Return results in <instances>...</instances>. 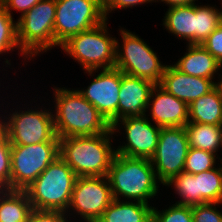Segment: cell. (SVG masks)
Here are the masks:
<instances>
[{
    "label": "cell",
    "mask_w": 222,
    "mask_h": 222,
    "mask_svg": "<svg viewBox=\"0 0 222 222\" xmlns=\"http://www.w3.org/2000/svg\"><path fill=\"white\" fill-rule=\"evenodd\" d=\"M55 89L54 127L58 138L93 136L108 132L112 126L78 90Z\"/></svg>",
    "instance_id": "1"
},
{
    "label": "cell",
    "mask_w": 222,
    "mask_h": 222,
    "mask_svg": "<svg viewBox=\"0 0 222 222\" xmlns=\"http://www.w3.org/2000/svg\"><path fill=\"white\" fill-rule=\"evenodd\" d=\"M112 128L93 136L59 138V156L77 177L107 176L116 150L111 147ZM111 140V141H110Z\"/></svg>",
    "instance_id": "2"
},
{
    "label": "cell",
    "mask_w": 222,
    "mask_h": 222,
    "mask_svg": "<svg viewBox=\"0 0 222 222\" xmlns=\"http://www.w3.org/2000/svg\"><path fill=\"white\" fill-rule=\"evenodd\" d=\"M107 178L110 183L113 198L120 196L127 200L148 204V199L154 198L158 192V180L151 160L133 158L116 154L111 162ZM120 195V196H119Z\"/></svg>",
    "instance_id": "3"
},
{
    "label": "cell",
    "mask_w": 222,
    "mask_h": 222,
    "mask_svg": "<svg viewBox=\"0 0 222 222\" xmlns=\"http://www.w3.org/2000/svg\"><path fill=\"white\" fill-rule=\"evenodd\" d=\"M76 178L59 156L25 189L32 209L67 213Z\"/></svg>",
    "instance_id": "4"
},
{
    "label": "cell",
    "mask_w": 222,
    "mask_h": 222,
    "mask_svg": "<svg viewBox=\"0 0 222 222\" xmlns=\"http://www.w3.org/2000/svg\"><path fill=\"white\" fill-rule=\"evenodd\" d=\"M106 22L107 20L70 37L60 46L70 57L77 60L89 75L100 68L115 67L116 38L109 36Z\"/></svg>",
    "instance_id": "5"
},
{
    "label": "cell",
    "mask_w": 222,
    "mask_h": 222,
    "mask_svg": "<svg viewBox=\"0 0 222 222\" xmlns=\"http://www.w3.org/2000/svg\"><path fill=\"white\" fill-rule=\"evenodd\" d=\"M56 0H41L16 22L21 55L31 59L55 46ZM29 56V57H28Z\"/></svg>",
    "instance_id": "6"
},
{
    "label": "cell",
    "mask_w": 222,
    "mask_h": 222,
    "mask_svg": "<svg viewBox=\"0 0 222 222\" xmlns=\"http://www.w3.org/2000/svg\"><path fill=\"white\" fill-rule=\"evenodd\" d=\"M122 48L116 40L115 68L123 73L160 84L165 65L147 43L129 30H120Z\"/></svg>",
    "instance_id": "7"
},
{
    "label": "cell",
    "mask_w": 222,
    "mask_h": 222,
    "mask_svg": "<svg viewBox=\"0 0 222 222\" xmlns=\"http://www.w3.org/2000/svg\"><path fill=\"white\" fill-rule=\"evenodd\" d=\"M106 21L102 0H56L55 46Z\"/></svg>",
    "instance_id": "8"
},
{
    "label": "cell",
    "mask_w": 222,
    "mask_h": 222,
    "mask_svg": "<svg viewBox=\"0 0 222 222\" xmlns=\"http://www.w3.org/2000/svg\"><path fill=\"white\" fill-rule=\"evenodd\" d=\"M59 157V142L11 145V190H25Z\"/></svg>",
    "instance_id": "9"
},
{
    "label": "cell",
    "mask_w": 222,
    "mask_h": 222,
    "mask_svg": "<svg viewBox=\"0 0 222 222\" xmlns=\"http://www.w3.org/2000/svg\"><path fill=\"white\" fill-rule=\"evenodd\" d=\"M50 110L14 112L0 120V126L11 145H33L42 142H59ZM24 112V113H23ZM6 121V122H5Z\"/></svg>",
    "instance_id": "10"
},
{
    "label": "cell",
    "mask_w": 222,
    "mask_h": 222,
    "mask_svg": "<svg viewBox=\"0 0 222 222\" xmlns=\"http://www.w3.org/2000/svg\"><path fill=\"white\" fill-rule=\"evenodd\" d=\"M189 141L184 127L161 128L158 145L150 159L159 182L165 185L184 171Z\"/></svg>",
    "instance_id": "11"
},
{
    "label": "cell",
    "mask_w": 222,
    "mask_h": 222,
    "mask_svg": "<svg viewBox=\"0 0 222 222\" xmlns=\"http://www.w3.org/2000/svg\"><path fill=\"white\" fill-rule=\"evenodd\" d=\"M113 200L107 176L77 177L68 209L86 222H96Z\"/></svg>",
    "instance_id": "12"
},
{
    "label": "cell",
    "mask_w": 222,
    "mask_h": 222,
    "mask_svg": "<svg viewBox=\"0 0 222 222\" xmlns=\"http://www.w3.org/2000/svg\"><path fill=\"white\" fill-rule=\"evenodd\" d=\"M148 119L145 114L144 116L122 118L112 125L113 132L118 133L116 130L119 124H123L127 139L125 145L116 149V154L149 160L153 157L158 145L161 127L153 126Z\"/></svg>",
    "instance_id": "13"
},
{
    "label": "cell",
    "mask_w": 222,
    "mask_h": 222,
    "mask_svg": "<svg viewBox=\"0 0 222 222\" xmlns=\"http://www.w3.org/2000/svg\"><path fill=\"white\" fill-rule=\"evenodd\" d=\"M101 70L87 89L78 91L112 126L118 121L121 71L115 67Z\"/></svg>",
    "instance_id": "14"
},
{
    "label": "cell",
    "mask_w": 222,
    "mask_h": 222,
    "mask_svg": "<svg viewBox=\"0 0 222 222\" xmlns=\"http://www.w3.org/2000/svg\"><path fill=\"white\" fill-rule=\"evenodd\" d=\"M150 104L152 121L161 128L184 127L189 122V105L171 95L159 84L151 91L148 107Z\"/></svg>",
    "instance_id": "15"
},
{
    "label": "cell",
    "mask_w": 222,
    "mask_h": 222,
    "mask_svg": "<svg viewBox=\"0 0 222 222\" xmlns=\"http://www.w3.org/2000/svg\"><path fill=\"white\" fill-rule=\"evenodd\" d=\"M156 84L127 75L121 71V85L118 103V120L127 117L144 116Z\"/></svg>",
    "instance_id": "16"
},
{
    "label": "cell",
    "mask_w": 222,
    "mask_h": 222,
    "mask_svg": "<svg viewBox=\"0 0 222 222\" xmlns=\"http://www.w3.org/2000/svg\"><path fill=\"white\" fill-rule=\"evenodd\" d=\"M171 95L190 105L194 100L210 92L216 82L212 79L190 76L173 65H166L159 84Z\"/></svg>",
    "instance_id": "17"
},
{
    "label": "cell",
    "mask_w": 222,
    "mask_h": 222,
    "mask_svg": "<svg viewBox=\"0 0 222 222\" xmlns=\"http://www.w3.org/2000/svg\"><path fill=\"white\" fill-rule=\"evenodd\" d=\"M188 51L173 66L190 76L213 79L222 65L201 44H188Z\"/></svg>",
    "instance_id": "18"
},
{
    "label": "cell",
    "mask_w": 222,
    "mask_h": 222,
    "mask_svg": "<svg viewBox=\"0 0 222 222\" xmlns=\"http://www.w3.org/2000/svg\"><path fill=\"white\" fill-rule=\"evenodd\" d=\"M164 27L176 36L196 44V5L170 7L163 19Z\"/></svg>",
    "instance_id": "19"
},
{
    "label": "cell",
    "mask_w": 222,
    "mask_h": 222,
    "mask_svg": "<svg viewBox=\"0 0 222 222\" xmlns=\"http://www.w3.org/2000/svg\"><path fill=\"white\" fill-rule=\"evenodd\" d=\"M152 210L143 202L114 199L96 222H152Z\"/></svg>",
    "instance_id": "20"
},
{
    "label": "cell",
    "mask_w": 222,
    "mask_h": 222,
    "mask_svg": "<svg viewBox=\"0 0 222 222\" xmlns=\"http://www.w3.org/2000/svg\"><path fill=\"white\" fill-rule=\"evenodd\" d=\"M189 122L222 125V96L217 86L189 105Z\"/></svg>",
    "instance_id": "21"
},
{
    "label": "cell",
    "mask_w": 222,
    "mask_h": 222,
    "mask_svg": "<svg viewBox=\"0 0 222 222\" xmlns=\"http://www.w3.org/2000/svg\"><path fill=\"white\" fill-rule=\"evenodd\" d=\"M31 210L25 190H0V222H28Z\"/></svg>",
    "instance_id": "22"
},
{
    "label": "cell",
    "mask_w": 222,
    "mask_h": 222,
    "mask_svg": "<svg viewBox=\"0 0 222 222\" xmlns=\"http://www.w3.org/2000/svg\"><path fill=\"white\" fill-rule=\"evenodd\" d=\"M184 128L187 133L189 147L214 154H217L219 147H222V125L188 122Z\"/></svg>",
    "instance_id": "23"
},
{
    "label": "cell",
    "mask_w": 222,
    "mask_h": 222,
    "mask_svg": "<svg viewBox=\"0 0 222 222\" xmlns=\"http://www.w3.org/2000/svg\"><path fill=\"white\" fill-rule=\"evenodd\" d=\"M222 163V162H221ZM198 186V205L222 203V167L194 174Z\"/></svg>",
    "instance_id": "24"
},
{
    "label": "cell",
    "mask_w": 222,
    "mask_h": 222,
    "mask_svg": "<svg viewBox=\"0 0 222 222\" xmlns=\"http://www.w3.org/2000/svg\"><path fill=\"white\" fill-rule=\"evenodd\" d=\"M222 23V11L210 5H196V44H202Z\"/></svg>",
    "instance_id": "25"
},
{
    "label": "cell",
    "mask_w": 222,
    "mask_h": 222,
    "mask_svg": "<svg viewBox=\"0 0 222 222\" xmlns=\"http://www.w3.org/2000/svg\"><path fill=\"white\" fill-rule=\"evenodd\" d=\"M165 185H174L173 187L176 189L177 194L182 197V200L176 202V204L185 206L198 205V186L193 174L183 171L174 176Z\"/></svg>",
    "instance_id": "26"
},
{
    "label": "cell",
    "mask_w": 222,
    "mask_h": 222,
    "mask_svg": "<svg viewBox=\"0 0 222 222\" xmlns=\"http://www.w3.org/2000/svg\"><path fill=\"white\" fill-rule=\"evenodd\" d=\"M20 50L17 41V27L13 21L12 16L6 11L4 6L0 3V54L12 49Z\"/></svg>",
    "instance_id": "27"
},
{
    "label": "cell",
    "mask_w": 222,
    "mask_h": 222,
    "mask_svg": "<svg viewBox=\"0 0 222 222\" xmlns=\"http://www.w3.org/2000/svg\"><path fill=\"white\" fill-rule=\"evenodd\" d=\"M216 155L212 152L189 147L185 159L184 172L194 175L215 168L216 158H218Z\"/></svg>",
    "instance_id": "28"
},
{
    "label": "cell",
    "mask_w": 222,
    "mask_h": 222,
    "mask_svg": "<svg viewBox=\"0 0 222 222\" xmlns=\"http://www.w3.org/2000/svg\"><path fill=\"white\" fill-rule=\"evenodd\" d=\"M11 189V144L0 126V190Z\"/></svg>",
    "instance_id": "29"
},
{
    "label": "cell",
    "mask_w": 222,
    "mask_h": 222,
    "mask_svg": "<svg viewBox=\"0 0 222 222\" xmlns=\"http://www.w3.org/2000/svg\"><path fill=\"white\" fill-rule=\"evenodd\" d=\"M152 222H194L191 206L175 203L162 212L153 207Z\"/></svg>",
    "instance_id": "30"
},
{
    "label": "cell",
    "mask_w": 222,
    "mask_h": 222,
    "mask_svg": "<svg viewBox=\"0 0 222 222\" xmlns=\"http://www.w3.org/2000/svg\"><path fill=\"white\" fill-rule=\"evenodd\" d=\"M221 203H205L191 206L194 222H222V212L216 210Z\"/></svg>",
    "instance_id": "31"
},
{
    "label": "cell",
    "mask_w": 222,
    "mask_h": 222,
    "mask_svg": "<svg viewBox=\"0 0 222 222\" xmlns=\"http://www.w3.org/2000/svg\"><path fill=\"white\" fill-rule=\"evenodd\" d=\"M201 45L222 65V23Z\"/></svg>",
    "instance_id": "32"
},
{
    "label": "cell",
    "mask_w": 222,
    "mask_h": 222,
    "mask_svg": "<svg viewBox=\"0 0 222 222\" xmlns=\"http://www.w3.org/2000/svg\"><path fill=\"white\" fill-rule=\"evenodd\" d=\"M66 213L61 211L32 209L28 222H68Z\"/></svg>",
    "instance_id": "33"
},
{
    "label": "cell",
    "mask_w": 222,
    "mask_h": 222,
    "mask_svg": "<svg viewBox=\"0 0 222 222\" xmlns=\"http://www.w3.org/2000/svg\"><path fill=\"white\" fill-rule=\"evenodd\" d=\"M153 1L156 2V0H102V9L107 20V15L111 13V11L121 8L136 7V5L151 3Z\"/></svg>",
    "instance_id": "34"
},
{
    "label": "cell",
    "mask_w": 222,
    "mask_h": 222,
    "mask_svg": "<svg viewBox=\"0 0 222 222\" xmlns=\"http://www.w3.org/2000/svg\"><path fill=\"white\" fill-rule=\"evenodd\" d=\"M40 1L41 0H0V3L11 16V9L20 11L22 16Z\"/></svg>",
    "instance_id": "35"
},
{
    "label": "cell",
    "mask_w": 222,
    "mask_h": 222,
    "mask_svg": "<svg viewBox=\"0 0 222 222\" xmlns=\"http://www.w3.org/2000/svg\"><path fill=\"white\" fill-rule=\"evenodd\" d=\"M158 1L168 4L170 8L175 6L192 5L195 4L196 0H158Z\"/></svg>",
    "instance_id": "36"
},
{
    "label": "cell",
    "mask_w": 222,
    "mask_h": 222,
    "mask_svg": "<svg viewBox=\"0 0 222 222\" xmlns=\"http://www.w3.org/2000/svg\"><path fill=\"white\" fill-rule=\"evenodd\" d=\"M219 80H220V82L216 83V86H217L218 89L220 90L221 96H222V77H221V79H219Z\"/></svg>",
    "instance_id": "37"
}]
</instances>
